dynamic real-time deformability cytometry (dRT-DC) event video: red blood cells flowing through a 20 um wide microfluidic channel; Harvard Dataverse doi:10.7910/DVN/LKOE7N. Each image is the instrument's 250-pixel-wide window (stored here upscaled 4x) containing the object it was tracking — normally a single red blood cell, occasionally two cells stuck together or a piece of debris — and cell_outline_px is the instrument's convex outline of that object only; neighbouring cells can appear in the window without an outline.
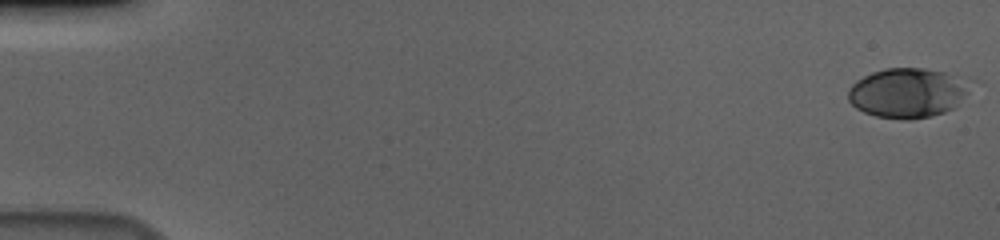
{"species": "human", "species_latin": "Homo sapiens", "temperature_condition": "cold", "stored_images_in_passage": 57, "camera_frame_rate_fps": 3000, "um_per_image_px": 0.085, "donor": {"sex": "male"}, "frame": {"image": 1, "passage_image": 1, "time_ms": 0.0, "image_size_px": [1000, 240], "cell_outline_px": [[968, 92], [952, 108], [944, 112], [932, 116], [908, 120], [876, 116], [864, 112], [856, 108], [848, 100], [848, 88], [856, 80], [872, 72], [884, 68], [924, 68], [944, 72]], "centroid_in_image_um": [76.96, 7.92], "position_along_channel_um": 8.0, "area_um2": 34.1}}
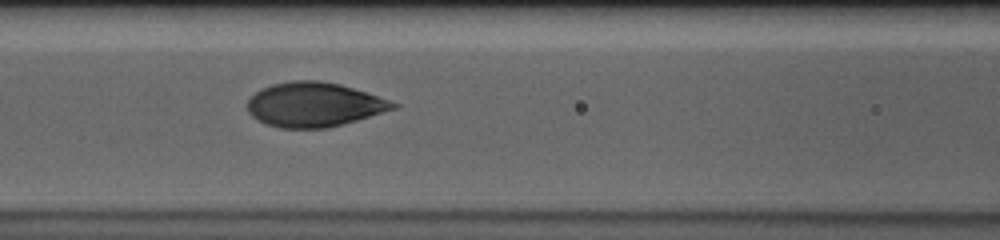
{"frame": {"image": 2, "passage_image": 26, "time_ms": 8.333, "image_size_px": [1000, 240], "cell_outline_px": [[400, 104], [396, 108], [356, 120], [328, 128], [280, 128], [268, 124], [252, 116], [248, 112], [248, 100], [260, 88], [272, 84], [292, 80], [320, 80], [340, 84]], "centroid_in_image_um": [26.67, 8.88], "position_along_channel_um": 139.9, "area_um2": 37.34}}
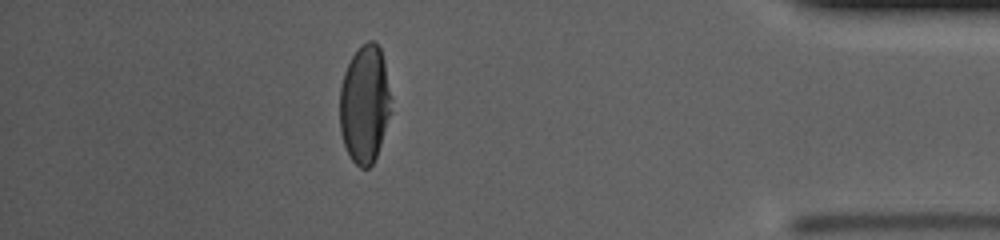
{"frame": {"image": 3, "passage_image": 51, "time_ms": 16.667, "image_size_px": [1000, 240], "cell_outline_px": [[388, 116], [380, 144], [376, 156], [372, 164], [368, 168], [360, 168], [352, 160], [344, 144], [340, 132], [340, 88], [344, 72], [352, 56], [368, 40], [372, 40], [380, 48], [384, 60], [388, 92]], "centroid_in_image_um": [30.95, 8.86], "position_along_channel_um": 404.3, "area_um2": 34.22}, "authors_computed_cell_mechanics": {"area_um2": 36.5874, "velocity_mm_per_s": 3.6488, "shape_relaxation_time_tau1_ms": 4.2622, "shape_relaxation_time_tau2_ms": null, "deformation_change_tau1": 0.1802, "deformation_change_tau2": null}}